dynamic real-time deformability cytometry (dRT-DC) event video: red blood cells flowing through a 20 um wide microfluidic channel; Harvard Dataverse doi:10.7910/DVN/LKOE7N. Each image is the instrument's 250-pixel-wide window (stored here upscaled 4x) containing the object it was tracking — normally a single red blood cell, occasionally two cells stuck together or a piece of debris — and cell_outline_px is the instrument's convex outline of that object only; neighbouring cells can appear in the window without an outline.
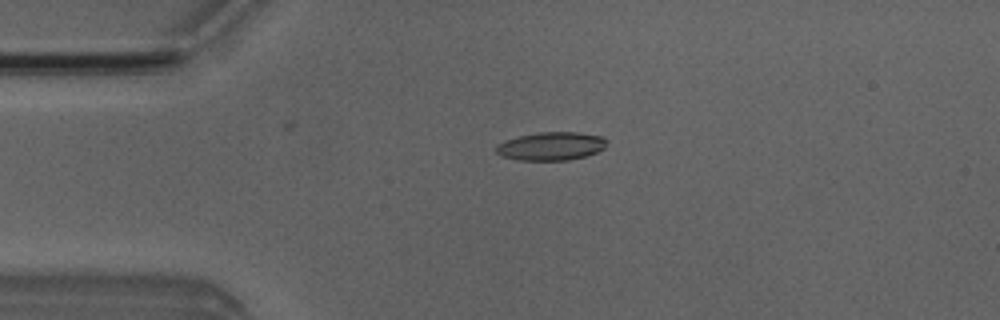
{"species": "Egyptian fruit bat (a non-hibernating species)", "species_latin": "Rousettus aegyptiacus", "temperature_condition": "room temperature", "stored_images_in_passage": 8, "camera_frame_rate_fps": 3000, "um_per_image_px": 0.085, "animal": {"sex": "male"}, "frame": {"image": 1, "passage_image": 4, "time_ms": 3.667, "image_size_px": [1000, 320], "cell_outline_px": [[608, 140], [604, 148], [596, 152], [584, 156], [568, 160], [520, 160], [500, 156], [496, 152], [496, 144], [504, 140], [520, 136], [540, 132], [576, 132], [600, 136]], "centroid_in_image_um": [46.81, 12.42], "position_along_channel_um": 38.2, "area_um2": 18.15}}
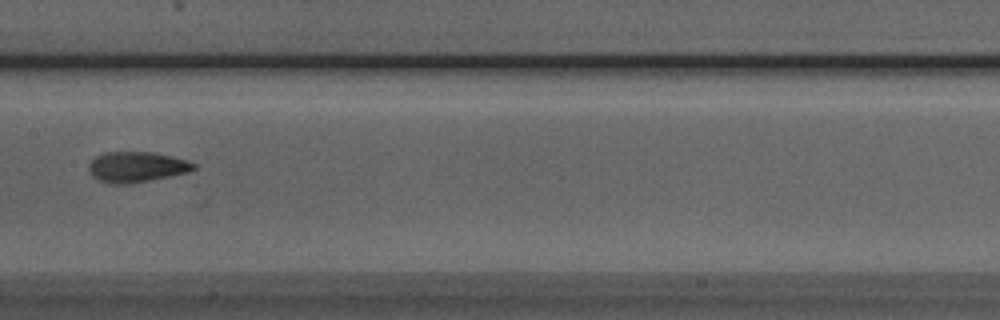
{"frame": {"image": 2, "passage_image": 8, "time_ms": 8.333, "image_size_px": [1000, 320], "cell_outline_px": [[196, 168], [188, 172], [128, 184], [108, 184], [92, 176], [88, 172], [88, 164], [96, 156], [104, 152], [152, 152], [172, 156], [188, 160], [196, 164]], "centroid_in_image_um": [11.58, 14.18], "position_along_channel_um": 195.8, "area_um2": 18.67}}